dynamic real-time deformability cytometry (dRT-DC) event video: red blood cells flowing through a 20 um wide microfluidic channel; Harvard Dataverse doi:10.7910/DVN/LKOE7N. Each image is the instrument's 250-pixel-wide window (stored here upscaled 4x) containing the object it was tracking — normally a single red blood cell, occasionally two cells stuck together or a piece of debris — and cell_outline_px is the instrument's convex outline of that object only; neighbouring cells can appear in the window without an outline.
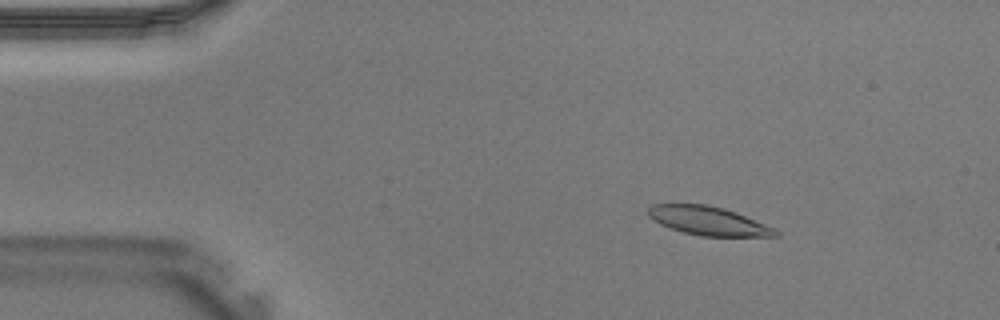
{"species": "Egyptian fruit bat (a non-hibernating species)", "species_latin": "Rousettus aegyptiacus", "temperature_condition": "warm", "stored_images_in_passage": 39, "camera_frame_rate_fps": 3000, "um_per_image_px": 0.085, "animal": {"sex": "male"}, "frame": {"image": 1, "passage_image": 5, "time_ms": 1.333, "image_size_px": [1000, 320], "cell_outline_px": [[780, 236], [700, 236], [668, 228], [652, 220], [648, 216], [648, 208], [652, 204], [708, 204], [724, 208], [736, 212], [776, 228], [780, 232]], "centroid_in_image_um": [60.21, 18.77], "position_along_channel_um": 24.8, "area_um2": 21.5}}
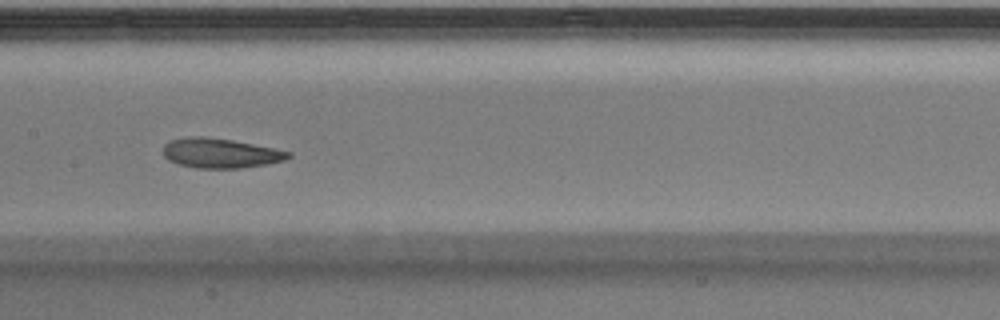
{"frame": {"image": 2, "passage_image": 19, "time_ms": 6.0, "image_size_px": [1000, 320], "cell_outline_px": [[292, 156], [284, 160], [264, 164], [240, 168], [196, 168], [180, 164], [168, 160], [164, 156], [164, 144], [168, 140], [188, 136], [204, 136], [232, 140], [292, 152]], "centroid_in_image_um": [18.69, 13.01], "position_along_channel_um": 188.7, "area_um2": 21.56}}
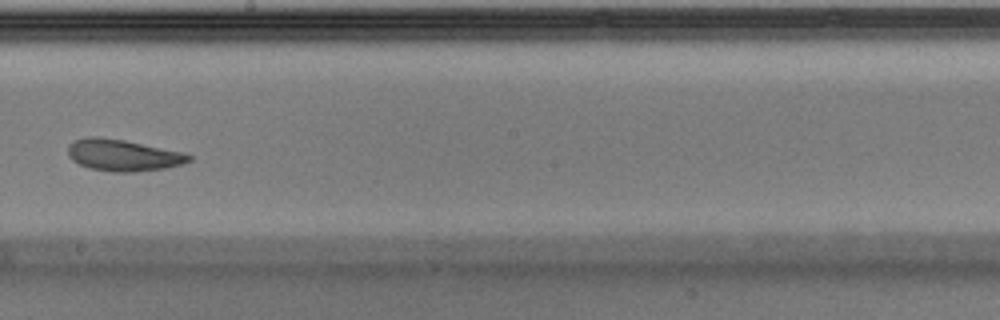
{"frame": {"image": 3, "passage_image": 22, "time_ms": 7.0, "image_size_px": [1000, 320], "cell_outline_px": [[192, 160], [184, 164], [164, 168], [132, 172], [112, 172], [88, 168], [72, 160], [68, 156], [68, 144], [76, 140], [88, 136], [96, 136], [124, 140], [184, 152], [192, 156]], "centroid_in_image_um": [10.46, 13.19], "position_along_channel_um": 237.7, "area_um2": 22.37}}